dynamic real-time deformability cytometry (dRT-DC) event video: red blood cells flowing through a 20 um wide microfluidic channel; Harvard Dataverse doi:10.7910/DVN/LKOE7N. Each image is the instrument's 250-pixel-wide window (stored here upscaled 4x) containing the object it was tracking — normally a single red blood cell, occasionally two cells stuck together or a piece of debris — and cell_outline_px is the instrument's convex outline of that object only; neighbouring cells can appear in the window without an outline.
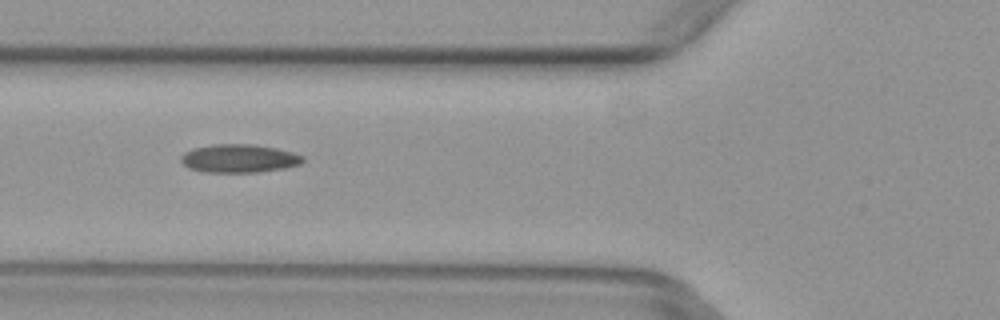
{"species": "common noctule bat (a hibernating species)", "species_latin": "Nyctalus noctula", "temperature_condition": "warm", "stored_images_in_passage": 6, "camera_frame_rate_fps": 3000, "um_per_image_px": 0.085, "animal": {"sex": "female", "body_mass_g": 29.2, "forearm_length_mm": 56.3}, "frame": {"image": 1, "passage_image": 6, "time_ms": 1.667, "image_size_px": [1000, 320], "cell_outline_px": [[304, 160], [300, 164], [284, 168], [256, 172], [200, 172], [188, 168], [180, 160], [180, 156], [184, 152], [192, 148], [212, 144], [256, 144], [276, 148], [292, 152], [304, 156]], "centroid_in_image_um": [20.29, 13.46], "position_along_channel_um": 105.5, "area_um2": 20.29}}